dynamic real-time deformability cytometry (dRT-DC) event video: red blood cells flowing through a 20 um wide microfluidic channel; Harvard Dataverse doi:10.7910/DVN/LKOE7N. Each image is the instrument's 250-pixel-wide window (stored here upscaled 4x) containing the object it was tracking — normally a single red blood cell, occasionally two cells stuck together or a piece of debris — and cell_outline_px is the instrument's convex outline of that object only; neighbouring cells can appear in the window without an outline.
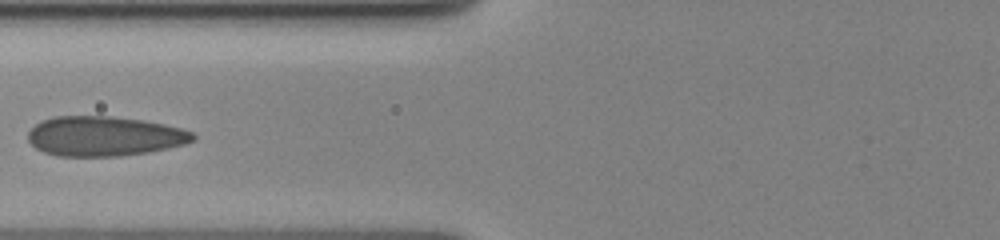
{"species": "human", "species_latin": "Homo sapiens", "temperature_condition": "cold", "stored_images_in_passage": 8, "camera_frame_rate_fps": 3000, "um_per_image_px": 0.085, "donor": {"sex": "female"}, "frame": {"image": 1, "passage_image": 6, "time_ms": 5.0, "image_size_px": [1000, 240], "cell_outline_px": [[196, 140], [184, 144], [168, 148], [148, 152], [116, 156], [56, 156], [44, 152], [36, 148], [28, 140], [28, 132], [40, 120], [52, 116], [112, 116], [144, 120], [164, 124], [180, 128], [192, 132], [196, 136]], "centroid_in_image_um": [8.86, 11.57], "position_along_channel_um": 116.9, "area_um2": 38.38}}